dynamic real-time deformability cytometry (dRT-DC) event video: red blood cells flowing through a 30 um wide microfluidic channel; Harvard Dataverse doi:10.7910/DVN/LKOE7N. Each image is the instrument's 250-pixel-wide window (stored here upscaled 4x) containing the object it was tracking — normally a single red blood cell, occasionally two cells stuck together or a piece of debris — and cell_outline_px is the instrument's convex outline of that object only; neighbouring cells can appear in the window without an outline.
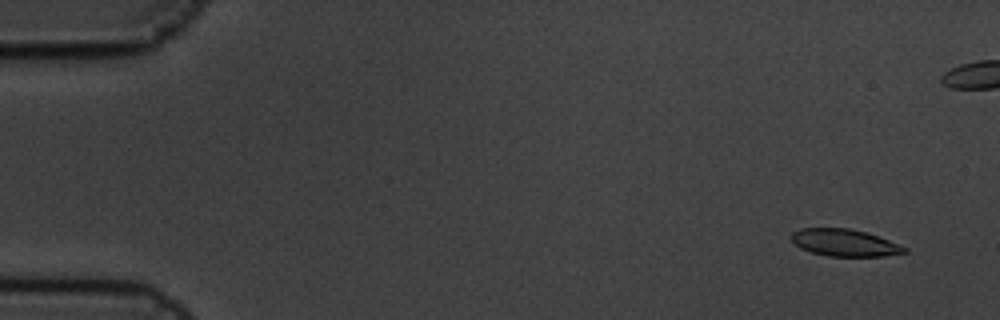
{"species": "common noctule bat (a hibernating species)", "species_latin": "Nyctalus noctula", "temperature_condition": "cold", "stored_images_in_passage": 12, "camera_frame_rate_fps": 3000, "um_per_image_px": 0.085, "animal": {"sex": "male", "body_mass_g": 19.5, "forearm_length_mm": 54.6}, "frame": {"image": 1, "passage_image": 1, "time_ms": 0.0, "image_size_px": [1000, 320], "cell_outline_px": [[908, 252], [884, 256], [828, 256], [812, 252], [800, 248], [792, 240], [792, 232], [800, 228], [848, 228], [864, 232], [888, 240], [908, 248]], "centroid_in_image_um": [71.79, 20.63], "position_along_channel_um": 13.2, "area_um2": 17.63}}
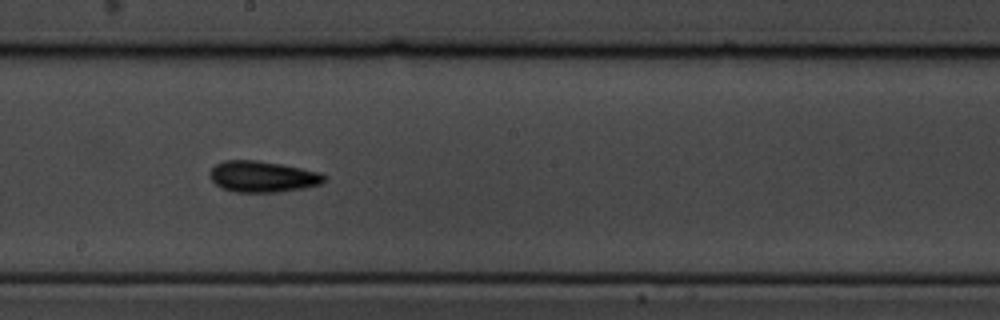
{"frame": {"image": 2, "passage_image": 9, "time_ms": 2.667, "image_size_px": [1000, 320], "cell_outline_px": [[324, 180], [320, 184], [304, 188], [276, 192], [232, 192], [220, 188], [212, 180], [212, 168], [216, 164], [224, 160], [256, 160], [280, 164], [320, 172], [324, 176]], "centroid_in_image_um": [22.3, 15.02], "position_along_channel_um": 225.9, "area_um2": 20.52}}
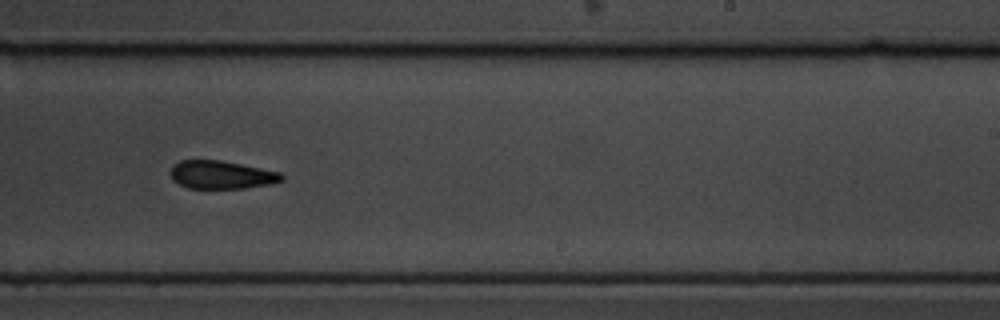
{"frame": {"image": 3, "passage_image": 10, "time_ms": 3.0, "image_size_px": [1000, 320], "cell_outline_px": [[284, 180], [272, 184], [244, 188], [188, 188], [172, 180], [172, 164], [180, 160], [220, 160], [280, 172], [284, 176]], "centroid_in_image_um": [18.84, 14.86], "position_along_channel_um": 270.2, "area_um2": 18.15}}